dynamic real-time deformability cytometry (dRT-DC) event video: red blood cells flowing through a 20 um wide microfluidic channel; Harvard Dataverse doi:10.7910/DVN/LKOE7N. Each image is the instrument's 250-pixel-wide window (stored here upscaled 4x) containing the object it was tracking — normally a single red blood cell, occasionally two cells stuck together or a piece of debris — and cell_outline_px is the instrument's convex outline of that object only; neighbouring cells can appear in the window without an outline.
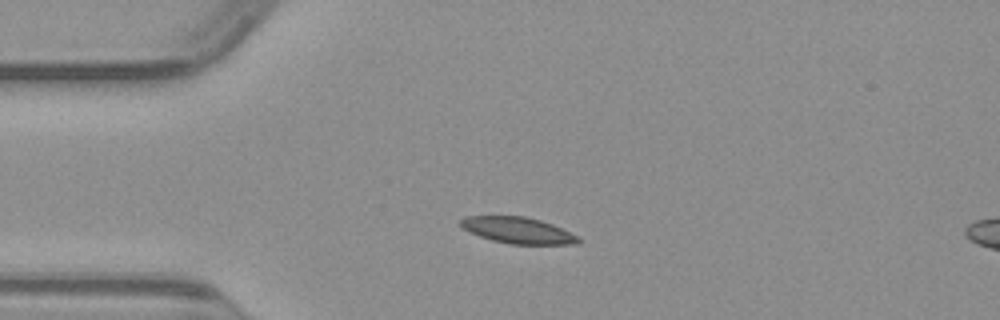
{"species": "common noctule bat (a hibernating species)", "species_latin": "Nyctalus noctula", "temperature_condition": "warm", "stored_images_in_passage": 39, "camera_frame_rate_fps": 3000, "um_per_image_px": 0.085, "animal": {"sex": "male", "body_mass_g": 23.1, "forearm_length_mm": 52.7}, "frame": {"image": 1, "passage_image": 1, "time_ms": 0.0, "image_size_px": [1000, 320], "cell_outline_px": [[580, 244], [508, 244], [492, 240], [468, 232], [460, 224], [460, 220], [464, 216], [524, 216], [540, 220], [552, 224], [580, 236]], "centroid_in_image_um": [44.04, 19.58], "position_along_channel_um": 41.0, "area_um2": 18.09}}
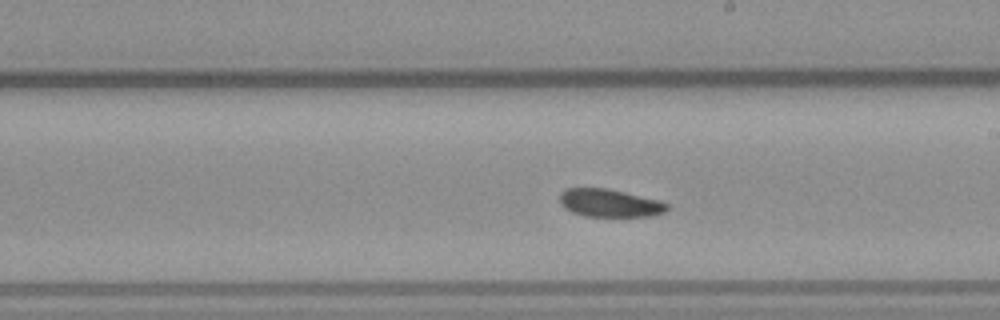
{"frame": {"image": 2, "passage_image": 17, "time_ms": 5.333, "image_size_px": [1000, 320], "cell_outline_px": [[668, 208], [664, 212], [652, 216], [584, 216], [572, 212], [564, 208], [560, 204], [560, 192], [564, 188], [608, 188], [660, 200], [668, 204]], "centroid_in_image_um": [51.8, 17.25], "position_along_channel_um": 237.2, "area_um2": 17.57}}
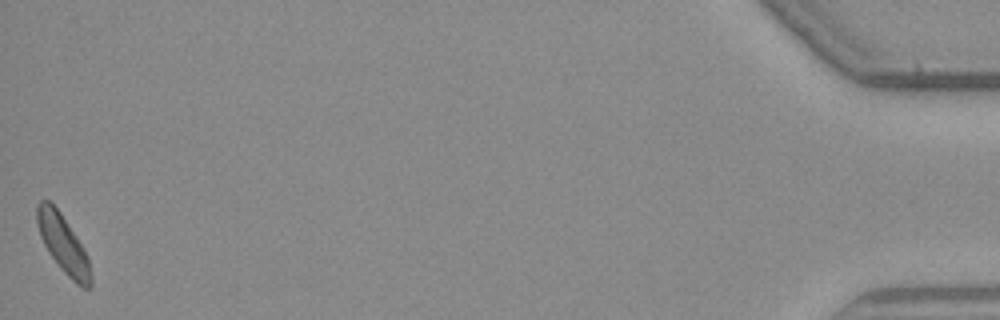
{"frame": {"image": 3, "passage_image": 39, "time_ms": 12.667, "image_size_px": [1000, 320], "cell_outline_px": [[92, 288], [84, 288], [76, 284], [64, 272], [48, 252], [40, 236], [36, 224], [36, 204], [40, 200], [48, 200], [60, 212], [84, 248], [88, 260], [92, 280]], "centroid_in_image_um": [5.35, 20.74], "position_along_channel_um": 429.9, "area_um2": 18.03}}